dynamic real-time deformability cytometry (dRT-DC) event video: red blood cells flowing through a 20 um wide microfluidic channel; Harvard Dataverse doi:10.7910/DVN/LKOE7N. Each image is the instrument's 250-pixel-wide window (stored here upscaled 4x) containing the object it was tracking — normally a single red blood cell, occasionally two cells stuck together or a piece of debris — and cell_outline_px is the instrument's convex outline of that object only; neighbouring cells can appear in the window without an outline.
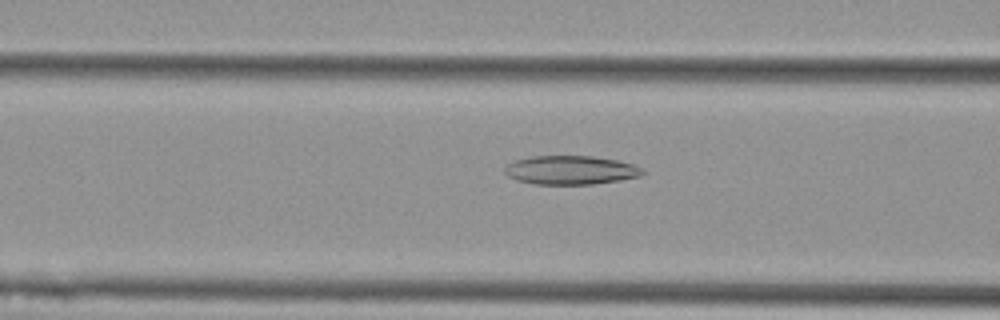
{"species": "Egyptian fruit bat (a non-hibernating species)", "species_latin": "Rousettus aegyptiacus", "temperature_condition": "cold", "stored_images_in_passage": 55, "camera_frame_rate_fps": 3000, "um_per_image_px": 0.085, "animal": {"sex": "female"}, "frame": {"image": 1, "passage_image": 22, "time_ms": 7.0, "image_size_px": [1000, 320], "cell_outline_px": [[644, 172], [640, 176], [620, 180], [592, 184], [536, 184], [516, 180], [508, 176], [504, 172], [504, 168], [508, 164], [516, 160], [532, 156], [592, 156], [616, 160], [632, 164], [640, 168]], "centroid_in_image_um": [48.48, 14.46], "position_along_channel_um": 118.1, "area_um2": 22.95}}
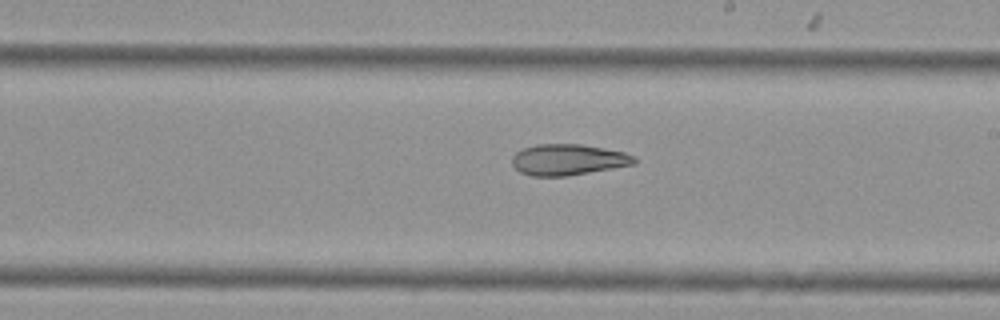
{"frame": {"image": 2, "passage_image": 32, "time_ms": 10.333, "image_size_px": [1000, 320], "cell_outline_px": [[636, 164], [568, 176], [532, 176], [520, 172], [512, 164], [512, 156], [516, 152], [524, 148], [536, 144], [580, 144], [604, 148], [624, 152], [636, 156]], "centroid_in_image_um": [48.3, 13.57], "position_along_channel_um": 240.7, "area_um2": 22.2}}
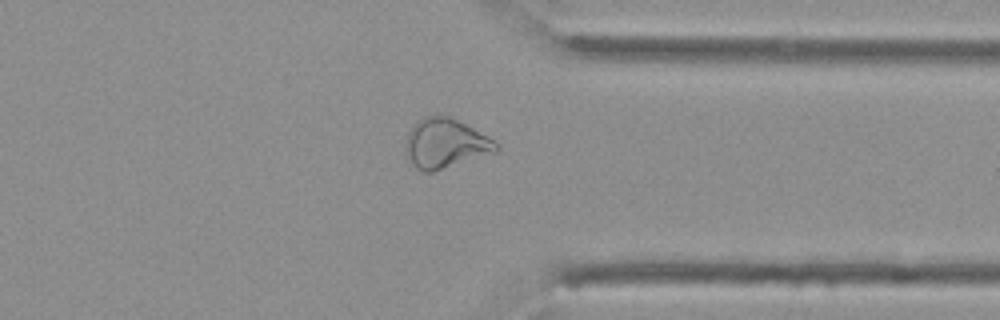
{"frame": {"image": 3, "passage_image": 43, "time_ms": 14.0, "image_size_px": [1000, 320], "cell_outline_px": [[500, 148], [496, 152], [432, 172], [424, 172], [416, 168], [408, 160], [408, 132], [416, 120], [424, 116], [452, 116], [488, 136], [500, 144]], "centroid_in_image_um": [37.9, 12.18], "position_along_channel_um": 373.5, "area_um2": 26.01}, "authors_computed_cell_mechanics": {"area_um2": 27.9174, "velocity_mm_per_s": 3.6862, "shape_relaxation_time_tau1_ms": null, "shape_relaxation_time_tau2_ms": 8.8906, "deformation_change_tau1": null, "deformation_change_tau2": 0.1782}}